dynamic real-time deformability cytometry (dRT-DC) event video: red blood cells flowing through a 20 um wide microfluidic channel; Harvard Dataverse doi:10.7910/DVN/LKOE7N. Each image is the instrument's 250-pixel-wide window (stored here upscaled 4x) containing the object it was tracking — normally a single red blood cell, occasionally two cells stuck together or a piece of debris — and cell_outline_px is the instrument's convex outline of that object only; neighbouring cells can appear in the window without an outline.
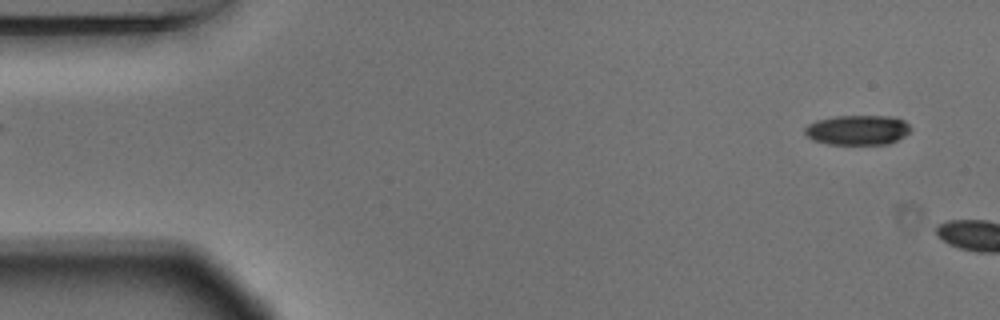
{"species": "Egyptian fruit bat (a non-hibernating species)", "species_latin": "Rousettus aegyptiacus", "temperature_condition": "warm", "stored_images_in_passage": 6, "camera_frame_rate_fps": 3000, "um_per_image_px": 0.085, "animal": {"sex": "male"}, "frame": {"image": 1, "passage_image": 3, "time_ms": 0.667, "image_size_px": [1000, 320], "cell_outline_px": [[912, 128], [904, 136], [888, 144], [828, 144], [812, 140], [804, 132], [804, 128], [808, 124], [816, 120], [832, 116], [896, 116], [904, 120]], "centroid_in_image_um": [72.89, 11.04], "position_along_channel_um": 12.1, "area_um2": 18.55}}